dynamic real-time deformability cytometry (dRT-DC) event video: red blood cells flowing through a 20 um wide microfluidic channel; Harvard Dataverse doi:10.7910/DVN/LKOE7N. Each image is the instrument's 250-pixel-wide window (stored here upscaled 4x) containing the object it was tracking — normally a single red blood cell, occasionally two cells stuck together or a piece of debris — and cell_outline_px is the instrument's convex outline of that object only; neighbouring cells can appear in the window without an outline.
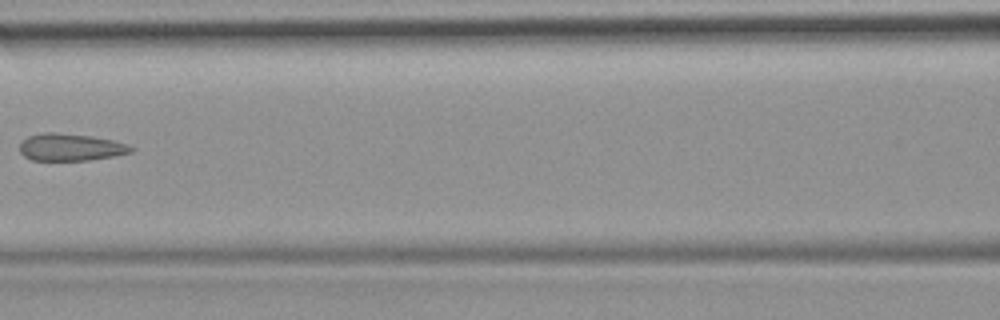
{"species": "common noctule bat (a hibernating species)", "species_latin": "Nyctalus noctula", "temperature_condition": "room temperature", "stored_images_in_passage": 5, "camera_frame_rate_fps": 3000, "um_per_image_px": 0.085, "animal": {"sex": "female", "body_mass_g": 19.9}, "frame": {"image": 1, "passage_image": 5, "time_ms": 4.667, "image_size_px": [1000, 320], "cell_outline_px": [[136, 148], [132, 152], [116, 156], [88, 160], [32, 160], [24, 156], [20, 152], [20, 144], [28, 136], [44, 132], [56, 132], [92, 136], [112, 140], [128, 144]], "centroid_in_image_um": [6.03, 12.51], "position_along_channel_um": 160.6, "area_um2": 17.74}}